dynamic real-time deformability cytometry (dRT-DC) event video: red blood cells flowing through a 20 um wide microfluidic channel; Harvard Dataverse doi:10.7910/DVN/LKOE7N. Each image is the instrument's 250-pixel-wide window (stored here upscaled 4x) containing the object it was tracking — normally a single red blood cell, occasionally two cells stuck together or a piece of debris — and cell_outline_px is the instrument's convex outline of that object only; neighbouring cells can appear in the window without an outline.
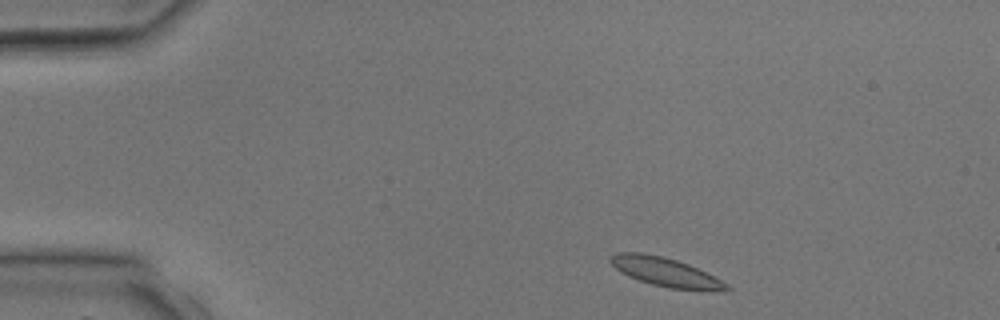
{"species": "common noctule bat (a hibernating species)", "species_latin": "Nyctalus noctula", "temperature_condition": "room temperature", "stored_images_in_passage": 3, "camera_frame_rate_fps": 3000, "um_per_image_px": 0.085, "animal": {"sex": "male", "body_mass_g": 17.9, "forearm_length_mm": 54.2}, "frame": {"image": 1, "passage_image": 1, "time_ms": 0.0, "image_size_px": [1000, 320], "cell_outline_px": [[732, 288], [668, 288], [652, 284], [628, 276], [620, 272], [608, 260], [616, 252], [644, 252], [676, 260], [688, 264], [728, 284]], "centroid_in_image_um": [56.4, 23.06], "position_along_channel_um": 28.6, "area_um2": 18.55}}
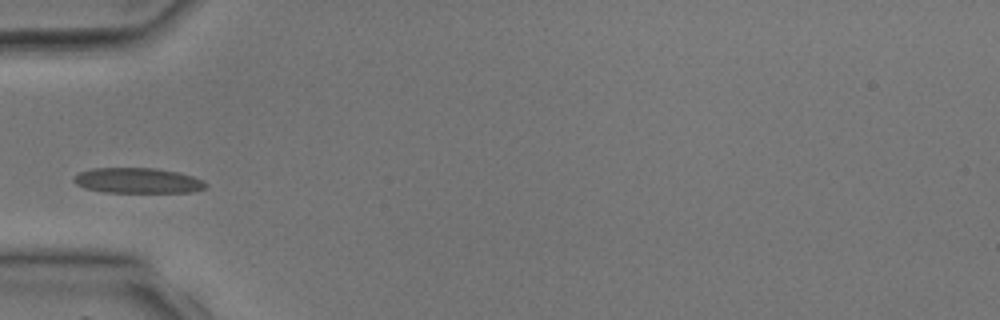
{"frame": {"image": 2, "passage_image": 3, "time_ms": 2.333, "image_size_px": [1000, 320], "cell_outline_px": [[208, 184], [204, 188], [192, 192], [104, 192], [84, 188], [76, 184], [72, 180], [80, 172], [92, 168], [156, 168], [176, 172], [192, 176], [204, 180]], "centroid_in_image_um": [11.7, 15.35], "position_along_channel_um": 73.3, "area_um2": 19.42}}